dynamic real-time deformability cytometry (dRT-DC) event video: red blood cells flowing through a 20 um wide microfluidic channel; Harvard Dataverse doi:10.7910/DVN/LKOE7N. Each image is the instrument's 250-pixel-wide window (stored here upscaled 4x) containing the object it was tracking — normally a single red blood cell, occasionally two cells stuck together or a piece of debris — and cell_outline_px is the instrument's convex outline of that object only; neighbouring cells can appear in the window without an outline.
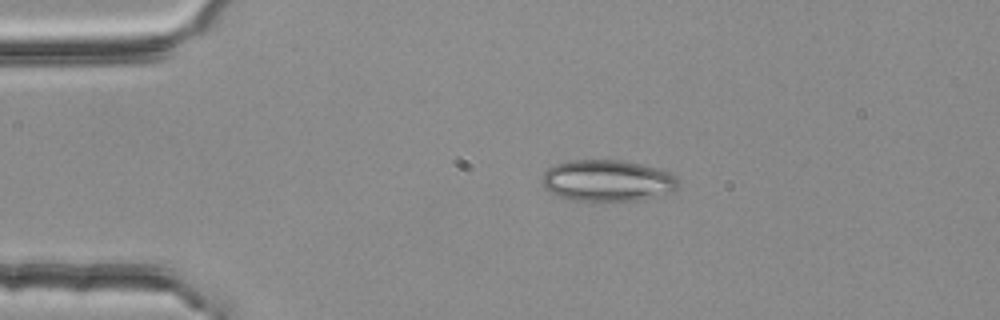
{"species": "common noctule bat (a hibernating species)", "species_latin": "Nyctalus noctula", "temperature_condition": "room temperature", "stored_images_in_passage": 3, "camera_frame_rate_fps": 3000, "um_per_image_px": 0.085, "animal": {"sex": "female", "body_mass_g": 25.1}, "frame": {"image": 1, "passage_image": 2, "time_ms": 0.333, "image_size_px": [1000, 320], "cell_outline_px": [[680, 184], [672, 192], [636, 200], [572, 200], [560, 196], [544, 188], [540, 180], [544, 172], [548, 168], [556, 164], [568, 160], [620, 160], [640, 164], [656, 168], [668, 172], [676, 176], [680, 180]], "centroid_in_image_um": [51.62, 15.34], "position_along_channel_um": 33.4, "area_um2": 32.71}}